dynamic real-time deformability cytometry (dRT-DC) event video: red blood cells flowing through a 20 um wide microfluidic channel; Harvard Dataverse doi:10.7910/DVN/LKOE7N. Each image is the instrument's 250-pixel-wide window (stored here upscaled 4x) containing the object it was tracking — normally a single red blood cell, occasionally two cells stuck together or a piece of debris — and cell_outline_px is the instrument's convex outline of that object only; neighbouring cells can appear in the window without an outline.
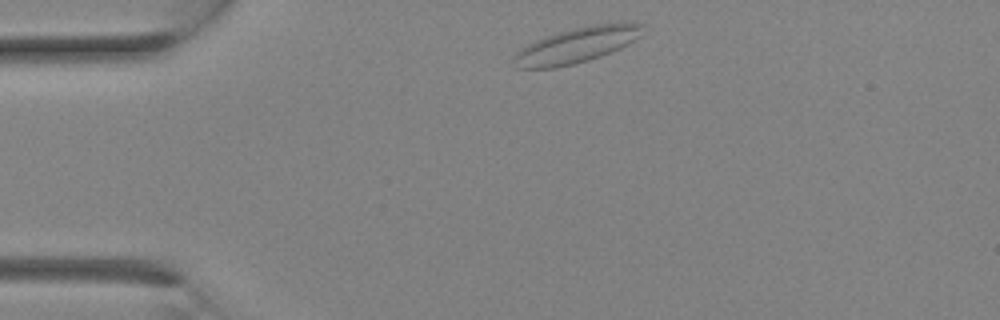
{"species": "Egyptian fruit bat (a non-hibernating species)", "species_latin": "Rousettus aegyptiacus", "temperature_condition": "room temperature", "stored_images_in_passage": 7, "camera_frame_rate_fps": 3000, "um_per_image_px": 0.085, "animal": {"sex": "female"}, "frame": {"image": 1, "passage_image": 1, "time_ms": 0.0, "image_size_px": [1000, 320], "cell_outline_px": [[644, 24], [640, 36], [628, 44], [620, 48], [600, 56], [588, 60], [556, 68], [516, 68], [512, 60], [512, 56], [516, 52], [528, 44], [536, 40], [572, 28], [592, 24]], "centroid_in_image_um": [48.95, 3.86], "position_along_channel_um": 36.1, "area_um2": 26.07}}
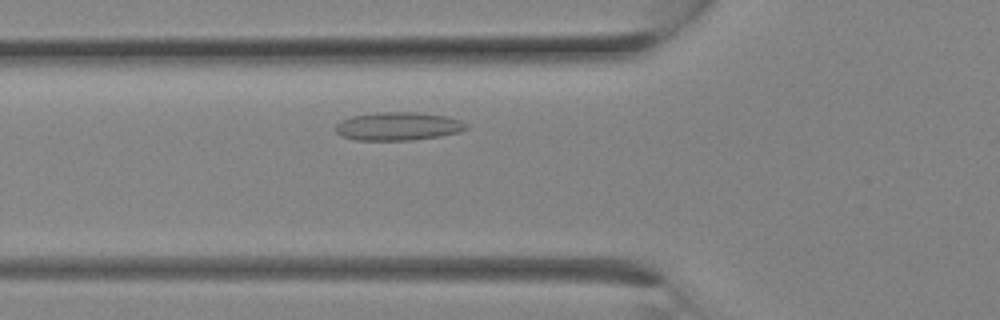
{"frame": {"image": 2, "passage_image": 5, "time_ms": 1.333, "image_size_px": [1000, 320], "cell_outline_px": [[468, 128], [460, 132], [440, 136], [412, 140], [356, 140], [340, 136], [336, 132], [336, 124], [340, 120], [352, 116], [376, 112], [416, 112], [448, 116], [460, 120], [468, 124]], "centroid_in_image_um": [33.85, 10.73], "position_along_channel_um": 92.0, "area_um2": 21.73}}
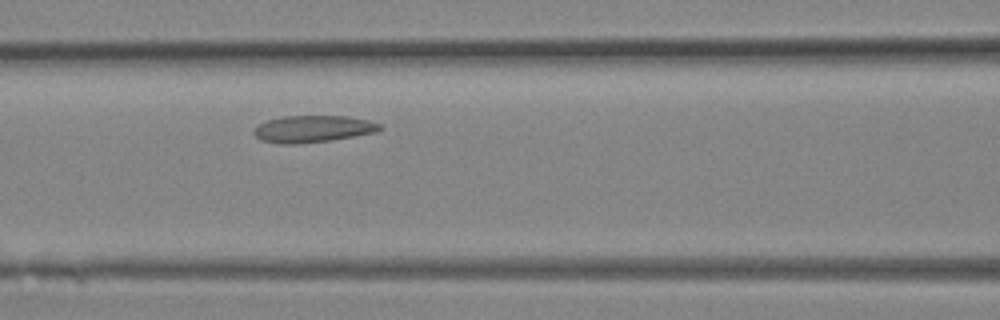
{"frame": {"image": 3, "passage_image": 7, "time_ms": 2.0, "image_size_px": [1000, 320], "cell_outline_px": [[380, 128], [376, 132], [332, 140], [296, 144], [280, 144], [260, 140], [252, 132], [252, 128], [268, 120], [280, 116], [348, 116], [368, 120], [380, 124]], "centroid_in_image_um": [26.54, 10.96], "position_along_channel_um": 140.1, "area_um2": 19.77}}